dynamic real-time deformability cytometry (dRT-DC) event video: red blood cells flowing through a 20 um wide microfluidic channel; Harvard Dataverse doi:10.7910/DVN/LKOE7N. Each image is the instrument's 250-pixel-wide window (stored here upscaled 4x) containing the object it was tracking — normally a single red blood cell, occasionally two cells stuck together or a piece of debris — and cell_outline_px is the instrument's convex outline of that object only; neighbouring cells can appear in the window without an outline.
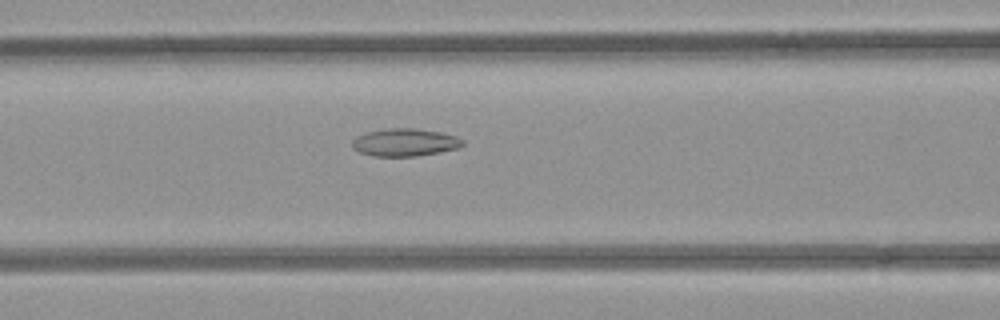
{"species": "common noctule bat (a hibernating species)", "species_latin": "Nyctalus noctula", "temperature_condition": "room temperature", "stored_images_in_passage": 40, "camera_frame_rate_fps": 3000, "um_per_image_px": 0.085, "animal": {"sex": "female", "body_mass_g": 21.9}, "frame": {"image": 1, "passage_image": 9, "time_ms": 2.667, "image_size_px": [1000, 320], "cell_outline_px": [[464, 144], [460, 148], [440, 152], [416, 156], [372, 156], [360, 152], [352, 148], [352, 140], [356, 136], [368, 132], [384, 128], [416, 128], [440, 132], [456, 136], [464, 140]], "centroid_in_image_um": [34.42, 12.1], "position_along_channel_um": 132.2, "area_um2": 17.98}}
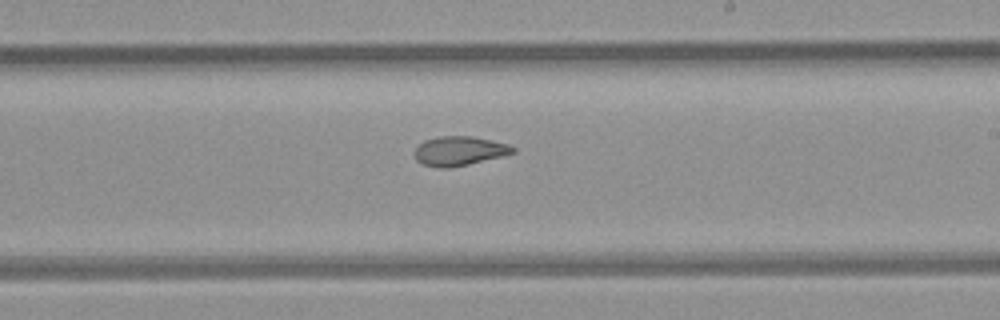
{"frame": {"image": 2, "passage_image": 18, "time_ms": 5.667, "image_size_px": [1000, 320], "cell_outline_px": [[516, 152], [468, 164], [448, 168], [440, 168], [424, 164], [416, 160], [412, 152], [424, 140], [440, 136], [472, 136], [492, 140], [508, 144], [516, 148]], "centroid_in_image_um": [39.02, 12.82], "position_along_channel_um": 250.0, "area_um2": 16.7}}
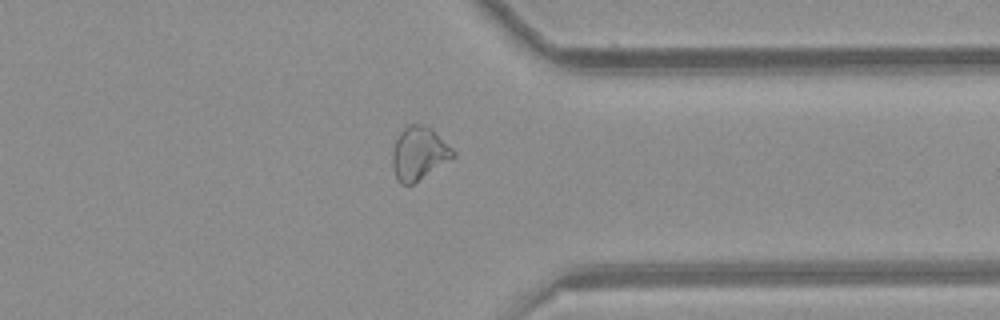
{"frame": {"image": 3, "passage_image": 28, "time_ms": 9.0, "image_size_px": [1000, 320], "cell_outline_px": [[456, 156], [412, 184], [400, 184], [396, 180], [392, 164], [392, 152], [396, 140], [400, 132], [408, 124], [420, 124], [432, 128], [456, 152]], "centroid_in_image_um": [35.6, 13.03], "position_along_channel_um": 375.8, "area_um2": 18.73}, "authors_computed_cell_mechanics": {"area_um2": 18.2359, "velocity_mm_per_s": 3.9187, "shape_relaxation_time_tau1_ms": null, "shape_relaxation_time_tau2_ms": 3.122, "deformation_change_tau1": null, "deformation_change_tau2": 0.0894}}